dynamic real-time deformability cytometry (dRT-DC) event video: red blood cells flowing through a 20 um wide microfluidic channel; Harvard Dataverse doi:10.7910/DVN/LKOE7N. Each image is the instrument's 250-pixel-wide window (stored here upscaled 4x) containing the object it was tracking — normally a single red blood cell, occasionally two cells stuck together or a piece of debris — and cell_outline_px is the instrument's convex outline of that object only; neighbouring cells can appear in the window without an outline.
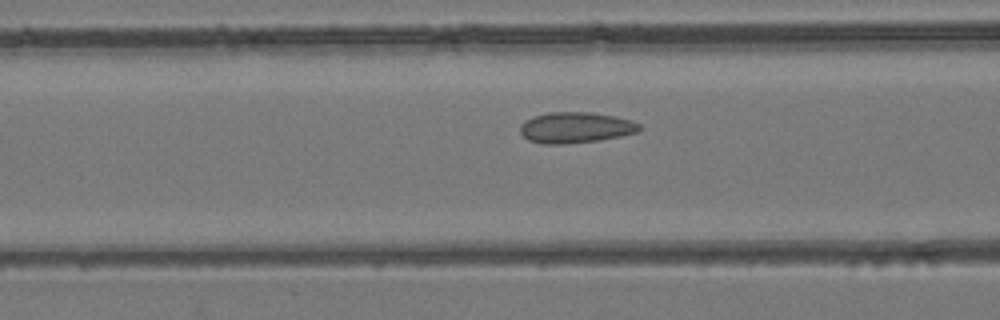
{"species": "common noctule bat (a hibernating species)", "species_latin": "Nyctalus noctula", "temperature_condition": "room temperature", "stored_images_in_passage": 41, "camera_frame_rate_fps": 3000, "um_per_image_px": 0.085, "animal": {"sex": "female", "body_mass_g": 24.6, "forearm_length_mm": 56.2}, "frame": {"image": 1, "passage_image": 17, "time_ms": 5.333, "image_size_px": [1000, 320], "cell_outline_px": [[640, 128], [636, 132], [620, 136], [600, 140], [564, 144], [544, 144], [528, 140], [520, 132], [520, 124], [532, 116], [548, 112], [588, 112], [612, 116], [632, 120], [640, 124]], "centroid_in_image_um": [48.89, 10.84], "position_along_channel_um": 117.7, "area_um2": 21.39}}
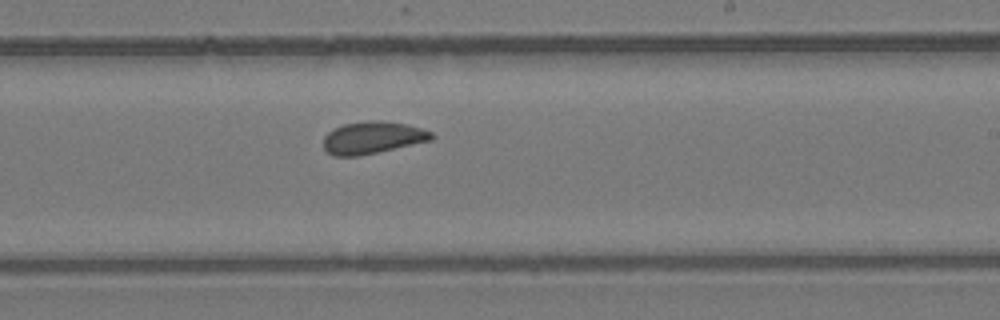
{"frame": {"image": 2, "passage_image": 27, "time_ms": 8.667, "image_size_px": [1000, 320], "cell_outline_px": [[436, 136], [432, 140], [360, 156], [332, 156], [324, 148], [324, 136], [328, 132], [344, 124], [372, 120], [384, 120], [404, 124], [420, 128], [432, 132]], "centroid_in_image_um": [31.68, 11.7], "position_along_channel_um": 257.3, "area_um2": 20.23}}
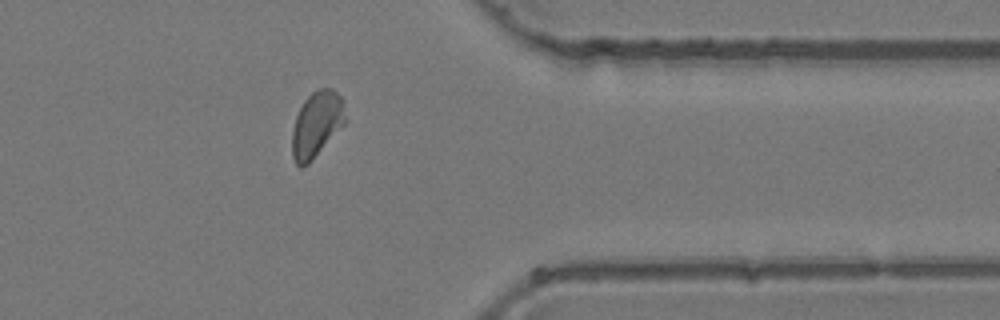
{"frame": {"image": 3, "passage_image": 37, "time_ms": 12.0, "image_size_px": [1000, 320], "cell_outline_px": [[348, 120], [312, 160], [308, 164], [300, 168], [296, 164], [292, 156], [292, 128], [296, 116], [304, 100], [316, 88], [332, 88], [340, 96]], "centroid_in_image_um": [26.91, 10.56], "position_along_channel_um": 384.5, "area_um2": 20.46}}